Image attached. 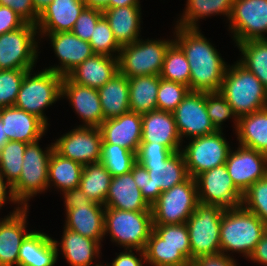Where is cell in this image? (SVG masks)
I'll list each match as a JSON object with an SVG mask.
<instances>
[{
	"label": "cell",
	"instance_id": "obj_1",
	"mask_svg": "<svg viewBox=\"0 0 267 266\" xmlns=\"http://www.w3.org/2000/svg\"><path fill=\"white\" fill-rule=\"evenodd\" d=\"M174 42L182 49L190 65V91L219 92L227 70L226 62L199 28L176 26Z\"/></svg>",
	"mask_w": 267,
	"mask_h": 266
},
{
	"label": "cell",
	"instance_id": "obj_2",
	"mask_svg": "<svg viewBox=\"0 0 267 266\" xmlns=\"http://www.w3.org/2000/svg\"><path fill=\"white\" fill-rule=\"evenodd\" d=\"M266 231L267 225L242 205L225 209L220 228L221 253L234 251L249 258Z\"/></svg>",
	"mask_w": 267,
	"mask_h": 266
},
{
	"label": "cell",
	"instance_id": "obj_3",
	"mask_svg": "<svg viewBox=\"0 0 267 266\" xmlns=\"http://www.w3.org/2000/svg\"><path fill=\"white\" fill-rule=\"evenodd\" d=\"M219 93L232 106L238 118L267 107V90L238 61L231 67L228 65Z\"/></svg>",
	"mask_w": 267,
	"mask_h": 266
},
{
	"label": "cell",
	"instance_id": "obj_4",
	"mask_svg": "<svg viewBox=\"0 0 267 266\" xmlns=\"http://www.w3.org/2000/svg\"><path fill=\"white\" fill-rule=\"evenodd\" d=\"M152 230V211L105 208L104 233L124 249L144 251Z\"/></svg>",
	"mask_w": 267,
	"mask_h": 266
},
{
	"label": "cell",
	"instance_id": "obj_5",
	"mask_svg": "<svg viewBox=\"0 0 267 266\" xmlns=\"http://www.w3.org/2000/svg\"><path fill=\"white\" fill-rule=\"evenodd\" d=\"M31 71L23 78L14 106L34 114L48 126L43 110L62 98L63 76L47 69L38 74Z\"/></svg>",
	"mask_w": 267,
	"mask_h": 266
},
{
	"label": "cell",
	"instance_id": "obj_6",
	"mask_svg": "<svg viewBox=\"0 0 267 266\" xmlns=\"http://www.w3.org/2000/svg\"><path fill=\"white\" fill-rule=\"evenodd\" d=\"M224 208L199 202L186 225L191 245V262L198 257L221 253L220 228Z\"/></svg>",
	"mask_w": 267,
	"mask_h": 266
},
{
	"label": "cell",
	"instance_id": "obj_7",
	"mask_svg": "<svg viewBox=\"0 0 267 266\" xmlns=\"http://www.w3.org/2000/svg\"><path fill=\"white\" fill-rule=\"evenodd\" d=\"M174 40H137L121 47L119 72L127 78L143 75L159 76L167 49Z\"/></svg>",
	"mask_w": 267,
	"mask_h": 266
},
{
	"label": "cell",
	"instance_id": "obj_8",
	"mask_svg": "<svg viewBox=\"0 0 267 266\" xmlns=\"http://www.w3.org/2000/svg\"><path fill=\"white\" fill-rule=\"evenodd\" d=\"M198 203L196 180L189 177L162 192L151 205L153 225L186 223Z\"/></svg>",
	"mask_w": 267,
	"mask_h": 266
},
{
	"label": "cell",
	"instance_id": "obj_9",
	"mask_svg": "<svg viewBox=\"0 0 267 266\" xmlns=\"http://www.w3.org/2000/svg\"><path fill=\"white\" fill-rule=\"evenodd\" d=\"M53 144L43 151L38 141L28 143L23 155L22 171L18 181L12 186L15 198L23 207H29L30 197L48 188V165Z\"/></svg>",
	"mask_w": 267,
	"mask_h": 266
},
{
	"label": "cell",
	"instance_id": "obj_10",
	"mask_svg": "<svg viewBox=\"0 0 267 266\" xmlns=\"http://www.w3.org/2000/svg\"><path fill=\"white\" fill-rule=\"evenodd\" d=\"M37 27H22L0 35V69L32 70L38 58Z\"/></svg>",
	"mask_w": 267,
	"mask_h": 266
},
{
	"label": "cell",
	"instance_id": "obj_11",
	"mask_svg": "<svg viewBox=\"0 0 267 266\" xmlns=\"http://www.w3.org/2000/svg\"><path fill=\"white\" fill-rule=\"evenodd\" d=\"M230 150L221 130L192 138L189 145L181 151L189 176L195 178L206 170L224 165Z\"/></svg>",
	"mask_w": 267,
	"mask_h": 266
},
{
	"label": "cell",
	"instance_id": "obj_12",
	"mask_svg": "<svg viewBox=\"0 0 267 266\" xmlns=\"http://www.w3.org/2000/svg\"><path fill=\"white\" fill-rule=\"evenodd\" d=\"M195 180L199 202L224 209L242 205L243 193L234 185L225 164L200 173Z\"/></svg>",
	"mask_w": 267,
	"mask_h": 266
},
{
	"label": "cell",
	"instance_id": "obj_13",
	"mask_svg": "<svg viewBox=\"0 0 267 266\" xmlns=\"http://www.w3.org/2000/svg\"><path fill=\"white\" fill-rule=\"evenodd\" d=\"M229 30L236 44L253 39H267V0H234Z\"/></svg>",
	"mask_w": 267,
	"mask_h": 266
},
{
	"label": "cell",
	"instance_id": "obj_14",
	"mask_svg": "<svg viewBox=\"0 0 267 266\" xmlns=\"http://www.w3.org/2000/svg\"><path fill=\"white\" fill-rule=\"evenodd\" d=\"M102 136L99 127L80 126L53 143L60 156L87 165L101 161Z\"/></svg>",
	"mask_w": 267,
	"mask_h": 266
},
{
	"label": "cell",
	"instance_id": "obj_15",
	"mask_svg": "<svg viewBox=\"0 0 267 266\" xmlns=\"http://www.w3.org/2000/svg\"><path fill=\"white\" fill-rule=\"evenodd\" d=\"M180 138H196L217 130L206 109L205 92L190 91L173 111Z\"/></svg>",
	"mask_w": 267,
	"mask_h": 266
},
{
	"label": "cell",
	"instance_id": "obj_16",
	"mask_svg": "<svg viewBox=\"0 0 267 266\" xmlns=\"http://www.w3.org/2000/svg\"><path fill=\"white\" fill-rule=\"evenodd\" d=\"M229 151L225 162L234 185L244 193L252 184L267 176V154L239 145Z\"/></svg>",
	"mask_w": 267,
	"mask_h": 266
},
{
	"label": "cell",
	"instance_id": "obj_17",
	"mask_svg": "<svg viewBox=\"0 0 267 266\" xmlns=\"http://www.w3.org/2000/svg\"><path fill=\"white\" fill-rule=\"evenodd\" d=\"M137 162L147 169L151 179L152 204L162 192L186 181L190 177L182 151L174 152L166 160Z\"/></svg>",
	"mask_w": 267,
	"mask_h": 266
},
{
	"label": "cell",
	"instance_id": "obj_18",
	"mask_svg": "<svg viewBox=\"0 0 267 266\" xmlns=\"http://www.w3.org/2000/svg\"><path fill=\"white\" fill-rule=\"evenodd\" d=\"M99 129L102 143L116 144L137 153L142 139V115L129 111L104 120Z\"/></svg>",
	"mask_w": 267,
	"mask_h": 266
},
{
	"label": "cell",
	"instance_id": "obj_19",
	"mask_svg": "<svg viewBox=\"0 0 267 266\" xmlns=\"http://www.w3.org/2000/svg\"><path fill=\"white\" fill-rule=\"evenodd\" d=\"M0 120L8 141L33 143L44 136L47 125L37 116L16 106L0 108Z\"/></svg>",
	"mask_w": 267,
	"mask_h": 266
},
{
	"label": "cell",
	"instance_id": "obj_20",
	"mask_svg": "<svg viewBox=\"0 0 267 266\" xmlns=\"http://www.w3.org/2000/svg\"><path fill=\"white\" fill-rule=\"evenodd\" d=\"M22 207V208H21ZM28 207H17L0 220V266H18L19 249L30 233L26 229Z\"/></svg>",
	"mask_w": 267,
	"mask_h": 266
},
{
	"label": "cell",
	"instance_id": "obj_21",
	"mask_svg": "<svg viewBox=\"0 0 267 266\" xmlns=\"http://www.w3.org/2000/svg\"><path fill=\"white\" fill-rule=\"evenodd\" d=\"M45 35L50 37L54 52L61 64L46 69L61 76H67L74 68L94 54L90 43L81 40L72 32L48 33Z\"/></svg>",
	"mask_w": 267,
	"mask_h": 266
},
{
	"label": "cell",
	"instance_id": "obj_22",
	"mask_svg": "<svg viewBox=\"0 0 267 266\" xmlns=\"http://www.w3.org/2000/svg\"><path fill=\"white\" fill-rule=\"evenodd\" d=\"M67 97L76 113L82 118L84 127H99L103 122V112L96 88L74 83L63 76L62 97Z\"/></svg>",
	"mask_w": 267,
	"mask_h": 266
},
{
	"label": "cell",
	"instance_id": "obj_23",
	"mask_svg": "<svg viewBox=\"0 0 267 266\" xmlns=\"http://www.w3.org/2000/svg\"><path fill=\"white\" fill-rule=\"evenodd\" d=\"M85 8L83 0H53L39 15L38 33L71 32Z\"/></svg>",
	"mask_w": 267,
	"mask_h": 266
},
{
	"label": "cell",
	"instance_id": "obj_24",
	"mask_svg": "<svg viewBox=\"0 0 267 266\" xmlns=\"http://www.w3.org/2000/svg\"><path fill=\"white\" fill-rule=\"evenodd\" d=\"M181 140L173 112L154 110L142 114L141 142L163 144L172 152L181 151Z\"/></svg>",
	"mask_w": 267,
	"mask_h": 266
},
{
	"label": "cell",
	"instance_id": "obj_25",
	"mask_svg": "<svg viewBox=\"0 0 267 266\" xmlns=\"http://www.w3.org/2000/svg\"><path fill=\"white\" fill-rule=\"evenodd\" d=\"M119 72L118 57L93 54L67 76L82 86L100 88Z\"/></svg>",
	"mask_w": 267,
	"mask_h": 266
},
{
	"label": "cell",
	"instance_id": "obj_26",
	"mask_svg": "<svg viewBox=\"0 0 267 266\" xmlns=\"http://www.w3.org/2000/svg\"><path fill=\"white\" fill-rule=\"evenodd\" d=\"M104 206L125 211H151V206L142 197L131 171L113 176Z\"/></svg>",
	"mask_w": 267,
	"mask_h": 266
},
{
	"label": "cell",
	"instance_id": "obj_27",
	"mask_svg": "<svg viewBox=\"0 0 267 266\" xmlns=\"http://www.w3.org/2000/svg\"><path fill=\"white\" fill-rule=\"evenodd\" d=\"M59 249L45 233L31 231L19 249L18 266H54Z\"/></svg>",
	"mask_w": 267,
	"mask_h": 266
},
{
	"label": "cell",
	"instance_id": "obj_28",
	"mask_svg": "<svg viewBox=\"0 0 267 266\" xmlns=\"http://www.w3.org/2000/svg\"><path fill=\"white\" fill-rule=\"evenodd\" d=\"M103 207V209H102ZM65 228L101 243L104 233L105 206L80 205L66 212Z\"/></svg>",
	"mask_w": 267,
	"mask_h": 266
},
{
	"label": "cell",
	"instance_id": "obj_29",
	"mask_svg": "<svg viewBox=\"0 0 267 266\" xmlns=\"http://www.w3.org/2000/svg\"><path fill=\"white\" fill-rule=\"evenodd\" d=\"M140 11V5L121 6L103 10V16L109 22L114 38L120 47L139 40Z\"/></svg>",
	"mask_w": 267,
	"mask_h": 266
},
{
	"label": "cell",
	"instance_id": "obj_30",
	"mask_svg": "<svg viewBox=\"0 0 267 266\" xmlns=\"http://www.w3.org/2000/svg\"><path fill=\"white\" fill-rule=\"evenodd\" d=\"M54 243L57 247L61 246V251L71 266H92V261L99 257L101 251L100 242L65 227L61 242L54 240Z\"/></svg>",
	"mask_w": 267,
	"mask_h": 266
},
{
	"label": "cell",
	"instance_id": "obj_31",
	"mask_svg": "<svg viewBox=\"0 0 267 266\" xmlns=\"http://www.w3.org/2000/svg\"><path fill=\"white\" fill-rule=\"evenodd\" d=\"M97 90L103 112V121L121 116L130 111L129 83L125 75L118 72Z\"/></svg>",
	"mask_w": 267,
	"mask_h": 266
},
{
	"label": "cell",
	"instance_id": "obj_32",
	"mask_svg": "<svg viewBox=\"0 0 267 266\" xmlns=\"http://www.w3.org/2000/svg\"><path fill=\"white\" fill-rule=\"evenodd\" d=\"M239 144L267 154V107L238 118Z\"/></svg>",
	"mask_w": 267,
	"mask_h": 266
},
{
	"label": "cell",
	"instance_id": "obj_33",
	"mask_svg": "<svg viewBox=\"0 0 267 266\" xmlns=\"http://www.w3.org/2000/svg\"><path fill=\"white\" fill-rule=\"evenodd\" d=\"M146 263L153 266H191V247H170L153 230L145 247Z\"/></svg>",
	"mask_w": 267,
	"mask_h": 266
},
{
	"label": "cell",
	"instance_id": "obj_34",
	"mask_svg": "<svg viewBox=\"0 0 267 266\" xmlns=\"http://www.w3.org/2000/svg\"><path fill=\"white\" fill-rule=\"evenodd\" d=\"M131 112L145 114L157 110L159 76L143 75L128 78Z\"/></svg>",
	"mask_w": 267,
	"mask_h": 266
},
{
	"label": "cell",
	"instance_id": "obj_35",
	"mask_svg": "<svg viewBox=\"0 0 267 266\" xmlns=\"http://www.w3.org/2000/svg\"><path fill=\"white\" fill-rule=\"evenodd\" d=\"M82 172V164L64 158L53 150L48 165V187L53 183L63 193L77 188L80 185Z\"/></svg>",
	"mask_w": 267,
	"mask_h": 266
},
{
	"label": "cell",
	"instance_id": "obj_36",
	"mask_svg": "<svg viewBox=\"0 0 267 266\" xmlns=\"http://www.w3.org/2000/svg\"><path fill=\"white\" fill-rule=\"evenodd\" d=\"M112 178L101 162L83 165L79 187L91 201L104 206Z\"/></svg>",
	"mask_w": 267,
	"mask_h": 266
},
{
	"label": "cell",
	"instance_id": "obj_37",
	"mask_svg": "<svg viewBox=\"0 0 267 266\" xmlns=\"http://www.w3.org/2000/svg\"><path fill=\"white\" fill-rule=\"evenodd\" d=\"M234 0H187L185 12L176 26L183 28H199L198 19L205 16L222 14L230 19Z\"/></svg>",
	"mask_w": 267,
	"mask_h": 266
},
{
	"label": "cell",
	"instance_id": "obj_38",
	"mask_svg": "<svg viewBox=\"0 0 267 266\" xmlns=\"http://www.w3.org/2000/svg\"><path fill=\"white\" fill-rule=\"evenodd\" d=\"M242 58L239 62L253 73L267 90V39L238 43Z\"/></svg>",
	"mask_w": 267,
	"mask_h": 266
},
{
	"label": "cell",
	"instance_id": "obj_39",
	"mask_svg": "<svg viewBox=\"0 0 267 266\" xmlns=\"http://www.w3.org/2000/svg\"><path fill=\"white\" fill-rule=\"evenodd\" d=\"M160 78L189 87L190 65L182 49L173 42L166 51Z\"/></svg>",
	"mask_w": 267,
	"mask_h": 266
},
{
	"label": "cell",
	"instance_id": "obj_40",
	"mask_svg": "<svg viewBox=\"0 0 267 266\" xmlns=\"http://www.w3.org/2000/svg\"><path fill=\"white\" fill-rule=\"evenodd\" d=\"M111 176H120L132 170L136 153L116 144L101 143V161Z\"/></svg>",
	"mask_w": 267,
	"mask_h": 266
},
{
	"label": "cell",
	"instance_id": "obj_41",
	"mask_svg": "<svg viewBox=\"0 0 267 266\" xmlns=\"http://www.w3.org/2000/svg\"><path fill=\"white\" fill-rule=\"evenodd\" d=\"M26 146L27 143L7 141L0 148V173L12 186L20 178Z\"/></svg>",
	"mask_w": 267,
	"mask_h": 266
},
{
	"label": "cell",
	"instance_id": "obj_42",
	"mask_svg": "<svg viewBox=\"0 0 267 266\" xmlns=\"http://www.w3.org/2000/svg\"><path fill=\"white\" fill-rule=\"evenodd\" d=\"M94 54L116 57L113 53L118 52L119 56L121 47L114 38L109 22L103 16L94 27L93 34L89 41Z\"/></svg>",
	"mask_w": 267,
	"mask_h": 266
},
{
	"label": "cell",
	"instance_id": "obj_43",
	"mask_svg": "<svg viewBox=\"0 0 267 266\" xmlns=\"http://www.w3.org/2000/svg\"><path fill=\"white\" fill-rule=\"evenodd\" d=\"M189 92V87L164 80L159 76L157 110L173 112Z\"/></svg>",
	"mask_w": 267,
	"mask_h": 266
},
{
	"label": "cell",
	"instance_id": "obj_44",
	"mask_svg": "<svg viewBox=\"0 0 267 266\" xmlns=\"http://www.w3.org/2000/svg\"><path fill=\"white\" fill-rule=\"evenodd\" d=\"M242 206L267 225V176L252 184L243 193Z\"/></svg>",
	"mask_w": 267,
	"mask_h": 266
},
{
	"label": "cell",
	"instance_id": "obj_45",
	"mask_svg": "<svg viewBox=\"0 0 267 266\" xmlns=\"http://www.w3.org/2000/svg\"><path fill=\"white\" fill-rule=\"evenodd\" d=\"M30 70L0 69V108L14 106L25 74Z\"/></svg>",
	"mask_w": 267,
	"mask_h": 266
},
{
	"label": "cell",
	"instance_id": "obj_46",
	"mask_svg": "<svg viewBox=\"0 0 267 266\" xmlns=\"http://www.w3.org/2000/svg\"><path fill=\"white\" fill-rule=\"evenodd\" d=\"M206 109L208 116L217 131H221L222 122L234 118L235 129L238 127V117L232 106L219 92L205 93Z\"/></svg>",
	"mask_w": 267,
	"mask_h": 266
},
{
	"label": "cell",
	"instance_id": "obj_47",
	"mask_svg": "<svg viewBox=\"0 0 267 266\" xmlns=\"http://www.w3.org/2000/svg\"><path fill=\"white\" fill-rule=\"evenodd\" d=\"M153 231L170 247H191L186 223L153 225Z\"/></svg>",
	"mask_w": 267,
	"mask_h": 266
},
{
	"label": "cell",
	"instance_id": "obj_48",
	"mask_svg": "<svg viewBox=\"0 0 267 266\" xmlns=\"http://www.w3.org/2000/svg\"><path fill=\"white\" fill-rule=\"evenodd\" d=\"M102 17V10L86 7L79 15L71 32L81 40L89 42L91 35L93 34L94 27Z\"/></svg>",
	"mask_w": 267,
	"mask_h": 266
},
{
	"label": "cell",
	"instance_id": "obj_49",
	"mask_svg": "<svg viewBox=\"0 0 267 266\" xmlns=\"http://www.w3.org/2000/svg\"><path fill=\"white\" fill-rule=\"evenodd\" d=\"M174 152L163 144L153 142H141L136 153L137 161H160L166 160Z\"/></svg>",
	"mask_w": 267,
	"mask_h": 266
},
{
	"label": "cell",
	"instance_id": "obj_50",
	"mask_svg": "<svg viewBox=\"0 0 267 266\" xmlns=\"http://www.w3.org/2000/svg\"><path fill=\"white\" fill-rule=\"evenodd\" d=\"M0 5L11 8L26 23L36 25L39 14L35 11L32 0H0Z\"/></svg>",
	"mask_w": 267,
	"mask_h": 266
},
{
	"label": "cell",
	"instance_id": "obj_51",
	"mask_svg": "<svg viewBox=\"0 0 267 266\" xmlns=\"http://www.w3.org/2000/svg\"><path fill=\"white\" fill-rule=\"evenodd\" d=\"M133 179L137 187L141 190L142 197L151 206L152 205V184L147 169L136 162L131 170Z\"/></svg>",
	"mask_w": 267,
	"mask_h": 266
},
{
	"label": "cell",
	"instance_id": "obj_52",
	"mask_svg": "<svg viewBox=\"0 0 267 266\" xmlns=\"http://www.w3.org/2000/svg\"><path fill=\"white\" fill-rule=\"evenodd\" d=\"M25 23L11 8L0 5V35L14 31Z\"/></svg>",
	"mask_w": 267,
	"mask_h": 266
},
{
	"label": "cell",
	"instance_id": "obj_53",
	"mask_svg": "<svg viewBox=\"0 0 267 266\" xmlns=\"http://www.w3.org/2000/svg\"><path fill=\"white\" fill-rule=\"evenodd\" d=\"M66 212L80 205H101L91 201L80 187L68 190L63 193Z\"/></svg>",
	"mask_w": 267,
	"mask_h": 266
},
{
	"label": "cell",
	"instance_id": "obj_54",
	"mask_svg": "<svg viewBox=\"0 0 267 266\" xmlns=\"http://www.w3.org/2000/svg\"><path fill=\"white\" fill-rule=\"evenodd\" d=\"M232 256L222 253L216 255L201 256L191 262V266H237Z\"/></svg>",
	"mask_w": 267,
	"mask_h": 266
},
{
	"label": "cell",
	"instance_id": "obj_55",
	"mask_svg": "<svg viewBox=\"0 0 267 266\" xmlns=\"http://www.w3.org/2000/svg\"><path fill=\"white\" fill-rule=\"evenodd\" d=\"M126 250V251H125ZM123 252L113 260L111 266H143V262H146L145 252L143 250L136 249V252H140V257L137 256L132 252V249H125Z\"/></svg>",
	"mask_w": 267,
	"mask_h": 266
},
{
	"label": "cell",
	"instance_id": "obj_56",
	"mask_svg": "<svg viewBox=\"0 0 267 266\" xmlns=\"http://www.w3.org/2000/svg\"><path fill=\"white\" fill-rule=\"evenodd\" d=\"M251 261L257 262L258 264L267 266V231L256 244L254 251L249 257Z\"/></svg>",
	"mask_w": 267,
	"mask_h": 266
},
{
	"label": "cell",
	"instance_id": "obj_57",
	"mask_svg": "<svg viewBox=\"0 0 267 266\" xmlns=\"http://www.w3.org/2000/svg\"><path fill=\"white\" fill-rule=\"evenodd\" d=\"M7 188H9V191H7ZM7 192L9 194H7ZM9 195V196H7ZM9 197V198H8ZM9 200L13 202L14 204L18 203V206H20L18 200L15 198L12 185L9 182H4V176L0 173V209L5 204V202Z\"/></svg>",
	"mask_w": 267,
	"mask_h": 266
},
{
	"label": "cell",
	"instance_id": "obj_58",
	"mask_svg": "<svg viewBox=\"0 0 267 266\" xmlns=\"http://www.w3.org/2000/svg\"><path fill=\"white\" fill-rule=\"evenodd\" d=\"M87 8L110 9V0H83Z\"/></svg>",
	"mask_w": 267,
	"mask_h": 266
},
{
	"label": "cell",
	"instance_id": "obj_59",
	"mask_svg": "<svg viewBox=\"0 0 267 266\" xmlns=\"http://www.w3.org/2000/svg\"><path fill=\"white\" fill-rule=\"evenodd\" d=\"M140 0H110V8L140 5Z\"/></svg>",
	"mask_w": 267,
	"mask_h": 266
},
{
	"label": "cell",
	"instance_id": "obj_60",
	"mask_svg": "<svg viewBox=\"0 0 267 266\" xmlns=\"http://www.w3.org/2000/svg\"><path fill=\"white\" fill-rule=\"evenodd\" d=\"M53 0H32L35 11L40 15Z\"/></svg>",
	"mask_w": 267,
	"mask_h": 266
},
{
	"label": "cell",
	"instance_id": "obj_61",
	"mask_svg": "<svg viewBox=\"0 0 267 266\" xmlns=\"http://www.w3.org/2000/svg\"><path fill=\"white\" fill-rule=\"evenodd\" d=\"M7 137L4 133V130H3V124L0 120V148L7 142Z\"/></svg>",
	"mask_w": 267,
	"mask_h": 266
},
{
	"label": "cell",
	"instance_id": "obj_62",
	"mask_svg": "<svg viewBox=\"0 0 267 266\" xmlns=\"http://www.w3.org/2000/svg\"><path fill=\"white\" fill-rule=\"evenodd\" d=\"M95 266H105V265L96 264ZM106 266H109V265L107 264Z\"/></svg>",
	"mask_w": 267,
	"mask_h": 266
}]
</instances>
